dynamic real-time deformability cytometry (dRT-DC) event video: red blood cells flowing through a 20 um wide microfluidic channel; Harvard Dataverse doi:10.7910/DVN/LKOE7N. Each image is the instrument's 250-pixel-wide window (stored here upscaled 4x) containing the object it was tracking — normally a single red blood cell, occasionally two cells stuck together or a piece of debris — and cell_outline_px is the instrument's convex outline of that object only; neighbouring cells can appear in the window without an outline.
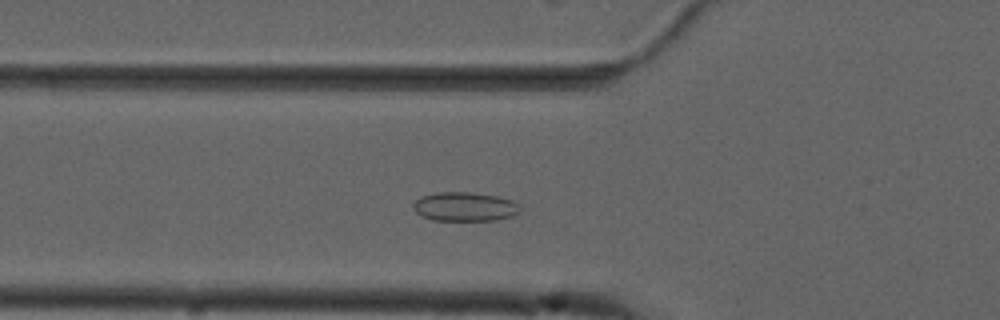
{"species": "common noctule bat (a hibernating species)", "species_latin": "Nyctalus noctula", "temperature_condition": "cold", "stored_images_in_passage": 47, "camera_frame_rate_fps": 3000, "um_per_image_px": 0.085, "animal": {"sex": "male", "forearm_length_mm": 52.5}, "frame": {"image": 1, "passage_image": 11, "time_ms": 3.333, "image_size_px": [1000, 320], "cell_outline_px": [[520, 212], [512, 216], [496, 220], [432, 220], [416, 212], [412, 204], [420, 196], [436, 192], [472, 192], [496, 196], [512, 200], [520, 204]], "centroid_in_image_um": [39.52, 17.56], "position_along_channel_um": 86.3, "area_um2": 18.15}}
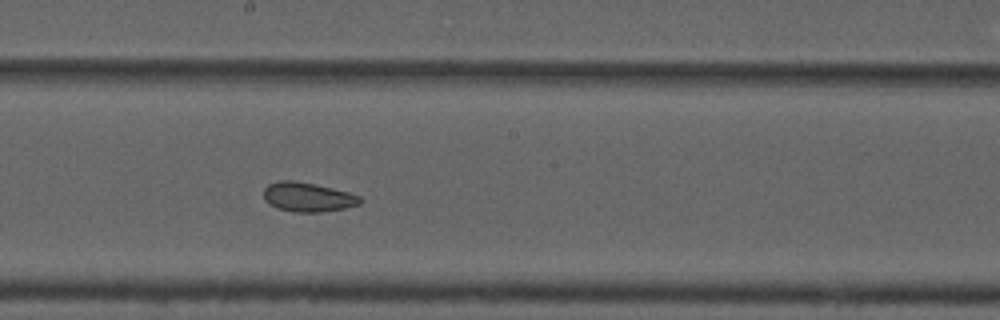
{"frame": {"image": 2, "passage_image": 22, "time_ms": 7.0, "image_size_px": [1000, 320], "cell_outline_px": [[364, 200], [360, 204], [344, 208], [324, 212], [296, 212], [276, 208], [264, 200], [264, 188], [268, 184], [280, 180], [292, 180], [316, 184], [348, 192], [360, 196]], "centroid_in_image_um": [26.17, 16.75], "position_along_channel_um": 222.0, "area_um2": 16.59}}
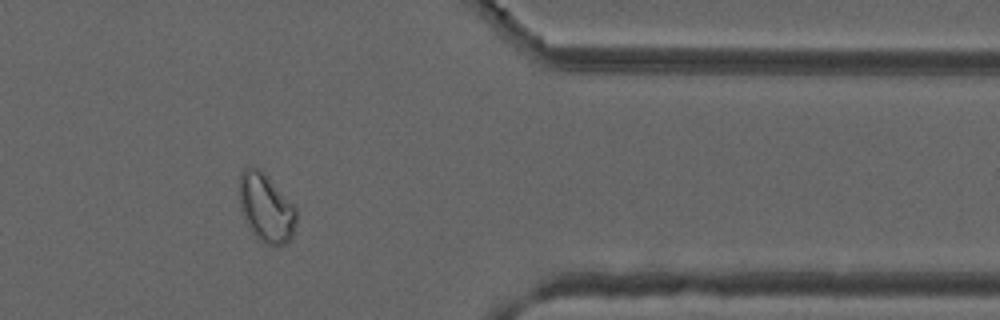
{"frame": {"image": 3, "passage_image": 37, "time_ms": 12.0, "image_size_px": [1000, 320], "cell_outline_px": [[296, 224], [292, 240], [284, 244], [264, 244], [252, 232], [244, 220], [240, 208], [236, 188], [240, 176], [244, 168], [260, 168], [268, 176], [296, 208]], "centroid_in_image_um": [22.58, 17.66], "position_along_channel_um": 388.8, "area_um2": 23.12}, "authors_computed_cell_mechanics": {"area_um2": 18.9006, "velocity_mm_per_s": 3.6946, "shape_relaxation_time_tau1_ms": null, "shape_relaxation_time_tau2_ms": 1.4961, "deformation_change_tau1": null, "deformation_change_tau2": 0.0505}}